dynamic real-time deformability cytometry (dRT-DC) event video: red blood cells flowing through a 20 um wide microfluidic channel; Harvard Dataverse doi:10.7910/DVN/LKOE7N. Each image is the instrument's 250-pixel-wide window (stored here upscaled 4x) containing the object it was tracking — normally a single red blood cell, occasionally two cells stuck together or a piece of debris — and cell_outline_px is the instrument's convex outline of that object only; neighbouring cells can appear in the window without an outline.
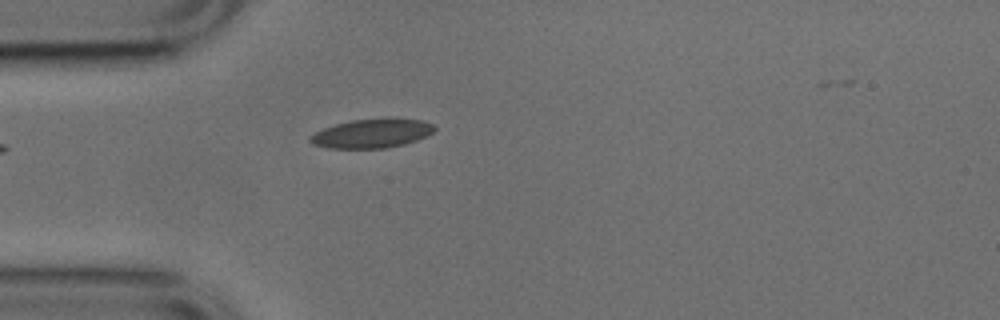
{"species": "common noctule bat (a hibernating species)", "species_latin": "Nyctalus noctula", "temperature_condition": "cold", "stored_images_in_passage": 38, "camera_frame_rate_fps": 3000, "um_per_image_px": 0.085, "animal": {"sex": "male", "body_mass_g": 17.9, "forearm_length_mm": 54.2}, "frame": {"image": 1, "passage_image": 2, "time_ms": 0.333, "image_size_px": [1000, 320], "cell_outline_px": [[436, 128], [432, 132], [416, 140], [404, 144], [388, 148], [328, 148], [312, 144], [308, 140], [308, 136], [324, 128], [336, 124], [352, 120], [424, 120], [432, 124]], "centroid_in_image_um": [31.55, 11.37], "position_along_channel_um": 53.5, "area_um2": 20.4}}
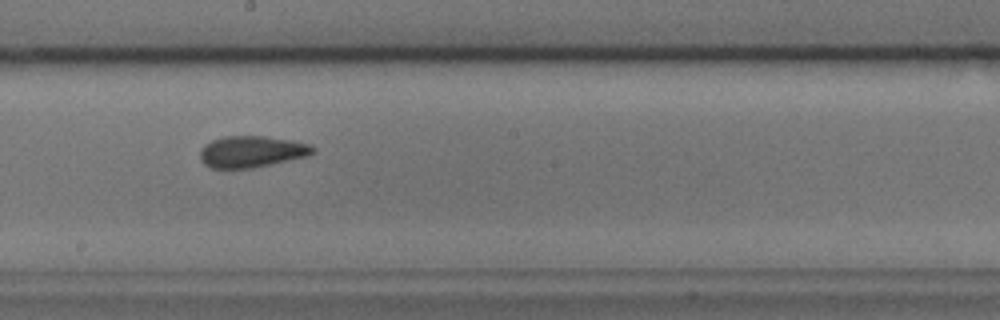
{"frame": {"image": 2, "passage_image": 16, "time_ms": 5.0, "image_size_px": [1000, 320], "cell_outline_px": [[316, 152], [308, 156], [252, 168], [212, 168], [204, 164], [200, 160], [200, 152], [204, 144], [212, 140], [224, 136], [264, 136], [292, 140], [312, 144], [316, 148]], "centroid_in_image_um": [21.42, 12.88], "position_along_channel_um": 226.8, "area_um2": 20.87}}
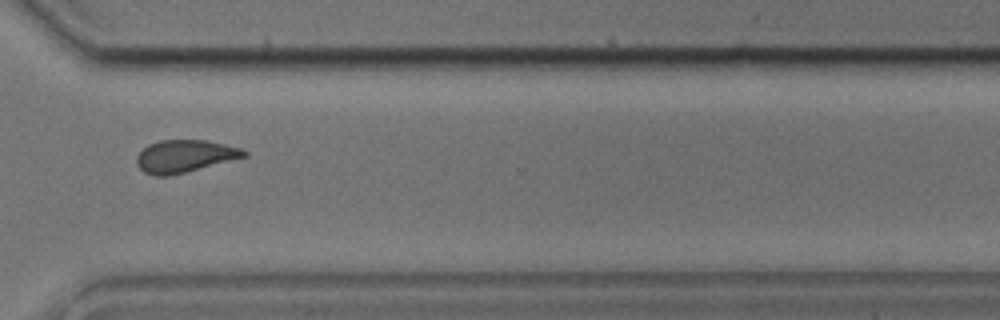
{"frame": {"image": 3, "passage_image": 26, "time_ms": 8.333, "image_size_px": [1000, 320], "cell_outline_px": [[248, 156], [168, 176], [156, 176], [144, 172], [136, 164], [136, 156], [148, 144], [160, 140], [208, 140], [240, 148], [248, 152]], "centroid_in_image_um": [15.68, 13.26], "position_along_channel_um": 354.9, "area_um2": 20.17}, "authors_computed_cell_mechanics": {"area_um2": 20.3167, "velocity_mm_per_s": 3.8443, "shape_relaxation_time_tau1_ms": 7.523, "shape_relaxation_time_tau2_ms": 1.7866, "deformation_change_tau1": 0.1265, "deformation_change_tau2": 0.0945}}